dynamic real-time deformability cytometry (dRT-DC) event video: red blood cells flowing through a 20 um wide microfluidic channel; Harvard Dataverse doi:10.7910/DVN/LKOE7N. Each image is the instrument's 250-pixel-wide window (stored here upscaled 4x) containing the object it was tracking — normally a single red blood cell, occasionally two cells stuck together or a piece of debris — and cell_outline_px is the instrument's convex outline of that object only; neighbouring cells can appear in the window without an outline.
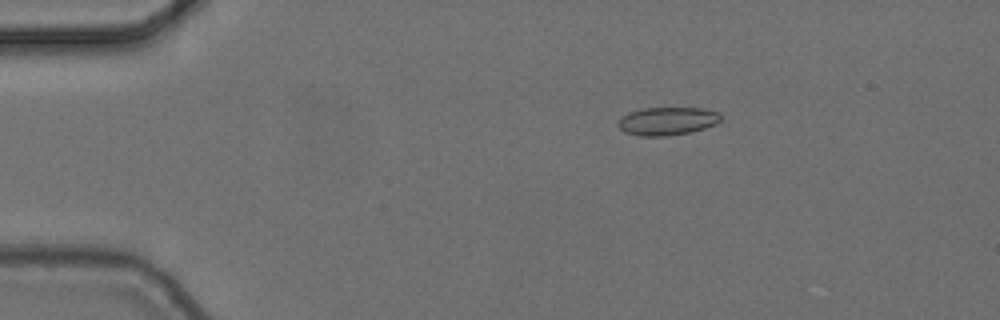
{"species": "common noctule bat (a hibernating species)", "species_latin": "Nyctalus noctula", "temperature_condition": "cold", "stored_images_in_passage": 5, "camera_frame_rate_fps": 3000, "um_per_image_px": 0.085, "animal": {"sex": "female", "body_mass_g": 24.6, "forearm_length_mm": 56.2}, "frame": {"image": 1, "passage_image": 3, "time_ms": 0.667, "image_size_px": [1000, 320], "cell_outline_px": [[720, 120], [716, 124], [704, 128], [688, 132], [668, 136], [640, 136], [624, 132], [616, 124], [620, 116], [628, 112], [640, 108], [704, 108], [720, 112]], "centroid_in_image_um": [56.67, 10.28], "position_along_channel_um": 28.3, "area_um2": 16.99}}
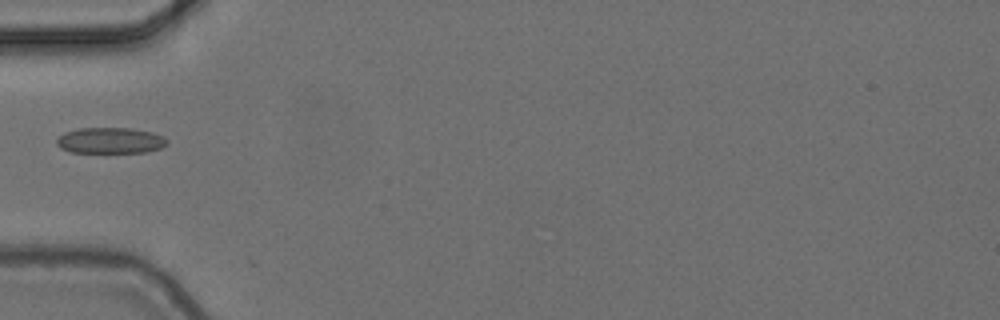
{"frame": {"image": 2, "passage_image": 5, "time_ms": 1.333, "image_size_px": [1000, 320], "cell_outline_px": [[168, 144], [160, 148], [148, 152], [68, 152], [60, 148], [56, 144], [56, 140], [64, 132], [80, 128], [132, 128], [152, 132], [164, 136], [168, 140]], "centroid_in_image_um": [9.39, 11.94], "position_along_channel_um": 75.6, "area_um2": 16.82}}